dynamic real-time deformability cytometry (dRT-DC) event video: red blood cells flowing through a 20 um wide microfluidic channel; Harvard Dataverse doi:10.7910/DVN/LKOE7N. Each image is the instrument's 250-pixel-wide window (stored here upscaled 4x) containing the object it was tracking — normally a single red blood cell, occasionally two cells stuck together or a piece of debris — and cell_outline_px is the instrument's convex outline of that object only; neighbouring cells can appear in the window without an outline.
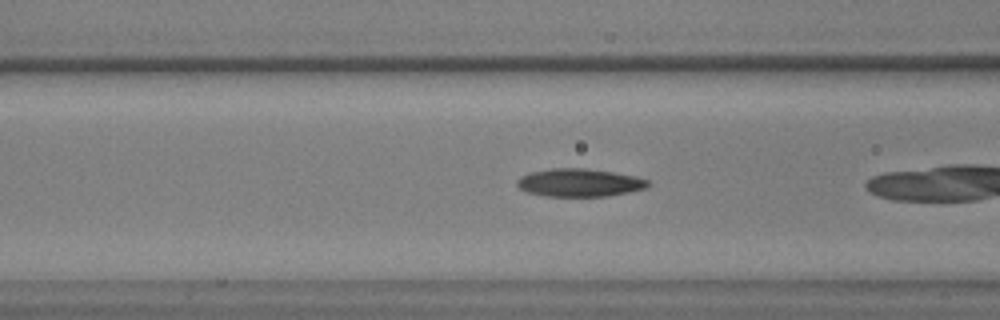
{"species": "common noctule bat (a hibernating species)", "species_latin": "Nyctalus noctula", "temperature_condition": "warm", "stored_images_in_passage": 6, "camera_frame_rate_fps": 3000, "um_per_image_px": 0.085, "animal": {"sex": "male", "body_mass_g": 17.9, "forearm_length_mm": 54.2}, "frame": {"image": 1, "passage_image": 5, "time_ms": 1.333, "image_size_px": [1000, 320], "cell_outline_px": [[652, 184], [648, 188], [608, 196], [544, 196], [528, 192], [520, 188], [516, 184], [516, 180], [520, 176], [528, 172], [552, 168], [584, 168], [612, 172], [636, 176], [648, 180]], "centroid_in_image_um": [49.26, 15.52], "position_along_channel_um": 117.3, "area_um2": 21.5}}